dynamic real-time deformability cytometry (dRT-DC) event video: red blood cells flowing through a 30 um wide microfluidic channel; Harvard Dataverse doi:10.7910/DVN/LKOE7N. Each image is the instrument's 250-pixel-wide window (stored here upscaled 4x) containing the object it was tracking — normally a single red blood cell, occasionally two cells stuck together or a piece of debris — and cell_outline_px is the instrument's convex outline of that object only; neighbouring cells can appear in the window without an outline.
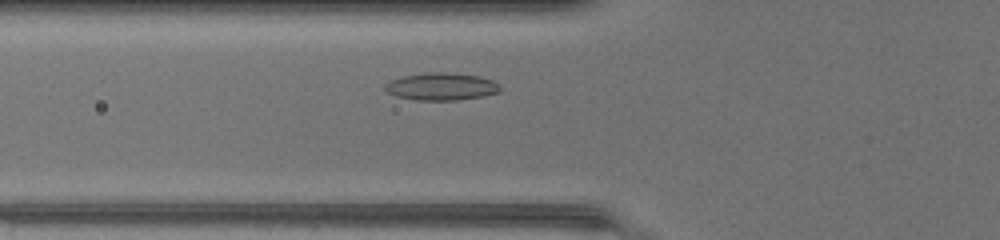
{"species": "common noctule bat (a hibernating species)", "species_latin": "Nyctalus noctula", "temperature_condition": "warm", "stored_images_in_passage": 32, "camera_frame_rate_fps": 3000, "um_per_image_px": 0.085, "animal": {"sex": "female", "body_mass_g": 17.0, "forearm_length_mm": 48.0}, "frame": {"image": 1, "passage_image": 6, "time_ms": 1.667, "image_size_px": [1000, 240], "cell_outline_px": [[500, 92], [484, 96], [456, 100], [416, 100], [396, 96], [388, 92], [384, 88], [384, 84], [392, 80], [404, 76], [428, 72], [444, 72], [480, 76], [492, 80], [500, 84]], "centroid_in_image_um": [37.54, 7.36], "position_along_channel_um": 88.3, "area_um2": 18.38}}
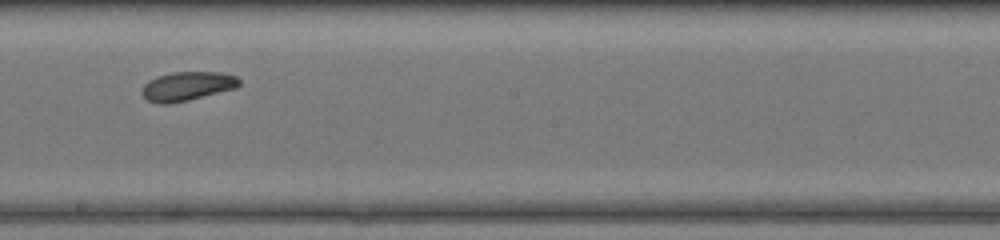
{"frame": {"image": 2, "passage_image": 16, "time_ms": 5.0, "image_size_px": [1000, 240], "cell_outline_px": [[240, 84], [236, 88], [188, 100], [168, 104], [160, 104], [148, 100], [140, 92], [144, 84], [148, 80], [156, 76], [172, 72], [220, 72], [236, 76], [240, 80]], "centroid_in_image_um": [15.89, 7.32], "position_along_channel_um": 232.3, "area_um2": 16.47}}
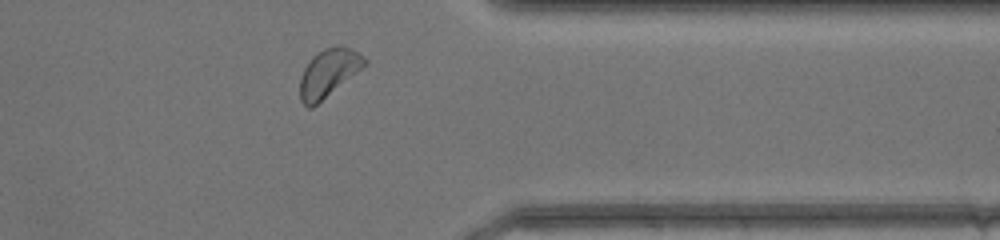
{"frame": {"image": 3, "passage_image": 27, "time_ms": 8.667, "image_size_px": [1000, 240], "cell_outline_px": [[368, 64], [312, 108], [308, 108], [300, 100], [300, 76], [304, 68], [312, 56], [324, 48], [336, 44], [340, 44], [352, 48], [368, 60]], "centroid_in_image_um": [27.94, 6.17], "position_along_channel_um": 383.5, "area_um2": 18.26}, "authors_computed_cell_mechanics": {"area_um2": 17.2533, "velocity_mm_per_s": 4.3106, "shape_relaxation_time_tau1_ms": 3.5496, "shape_relaxation_time_tau2_ms": null, "deformation_change_tau1": 0.0691, "deformation_change_tau2": null}}